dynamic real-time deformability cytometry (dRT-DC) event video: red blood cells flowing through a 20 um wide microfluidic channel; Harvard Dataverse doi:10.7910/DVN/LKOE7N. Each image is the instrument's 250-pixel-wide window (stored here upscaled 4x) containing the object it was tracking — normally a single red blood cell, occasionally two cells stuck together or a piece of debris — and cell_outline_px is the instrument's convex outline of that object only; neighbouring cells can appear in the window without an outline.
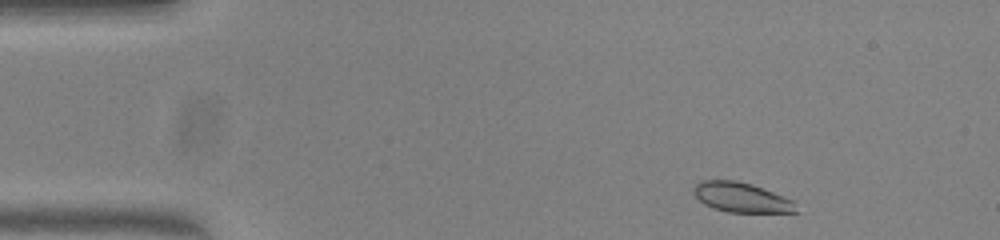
{"species": "common noctule bat (a hibernating species)", "species_latin": "Nyctalus noctula", "temperature_condition": "warm", "stored_images_in_passage": 49, "camera_frame_rate_fps": 3000, "um_per_image_px": 0.085, "animal": {"sex": "female", "body_mass_g": 23.0, "forearm_length_mm": 53.4}, "frame": {"image": 1, "passage_image": 2, "time_ms": 0.333, "image_size_px": [1000, 240], "cell_outline_px": [[796, 212], [728, 212], [704, 204], [692, 192], [692, 188], [700, 180], [732, 180], [752, 184], [792, 200]], "centroid_in_image_um": [62.95, 16.76], "position_along_channel_um": 22.1, "area_um2": 17.4}}
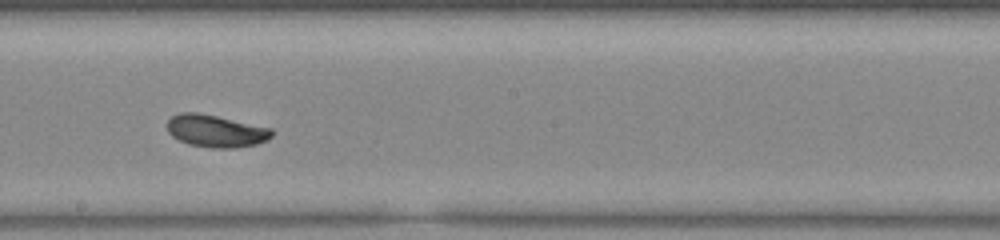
{"frame": {"image": 2, "passage_image": 25, "time_ms": 8.0, "image_size_px": [1000, 240], "cell_outline_px": [[272, 136], [268, 140], [256, 144], [236, 148], [212, 148], [188, 144], [172, 136], [168, 132], [168, 120], [172, 116], [180, 112], [196, 112], [216, 116], [272, 128]], "centroid_in_image_um": [18.35, 11.14], "position_along_channel_um": 229.9, "area_um2": 19.65}}
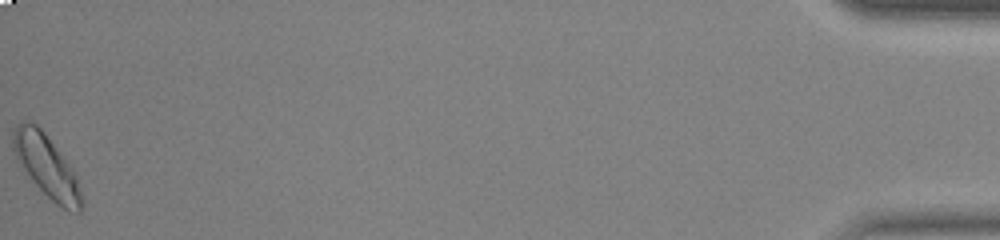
{"frame": {"image": 3, "passage_image": 49, "time_ms": 16.0, "image_size_px": [1000, 240], "cell_outline_px": [[84, 200], [80, 212], [68, 212], [56, 204], [32, 180], [16, 160], [12, 148], [12, 128], [24, 120], [36, 124], [44, 132], [68, 164], [76, 176]], "centroid_in_image_um": [3.94, 14.13], "position_along_channel_um": 431.3, "area_um2": 24.68}, "authors_computed_cell_mechanics": {"area_um2": 19.4208, "velocity_mm_per_s": 3.8018, "shape_relaxation_time_tau1_ms": 5.6399, "shape_relaxation_time_tau2_ms": null, "deformation_change_tau1": 0.2092, "deformation_change_tau2": null}}